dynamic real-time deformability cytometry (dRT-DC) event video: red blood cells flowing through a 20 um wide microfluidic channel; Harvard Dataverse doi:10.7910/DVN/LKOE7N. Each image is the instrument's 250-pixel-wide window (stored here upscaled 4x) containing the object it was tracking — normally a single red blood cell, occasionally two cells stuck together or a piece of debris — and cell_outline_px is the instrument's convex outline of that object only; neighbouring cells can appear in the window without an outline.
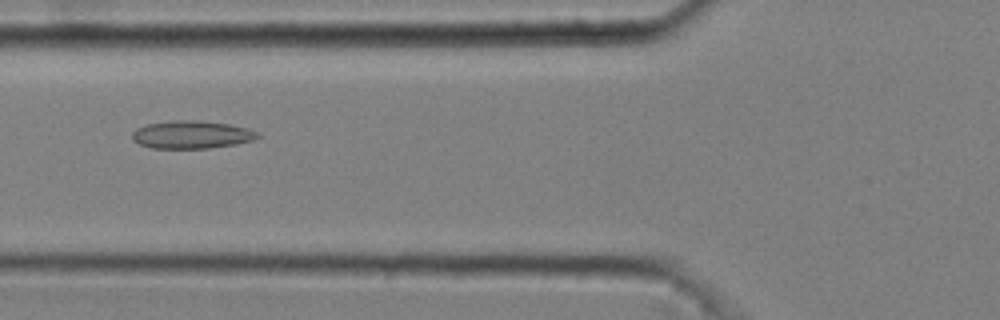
{"species": "common noctule bat (a hibernating species)", "species_latin": "Nyctalus noctula", "temperature_condition": "cold", "stored_images_in_passage": 48, "camera_frame_rate_fps": 3000, "um_per_image_px": 0.085, "animal": {"sex": "male", "body_mass_g": 20.4}, "frame": {"image": 1, "passage_image": 20, "time_ms": 6.333, "image_size_px": [1000, 320], "cell_outline_px": [[260, 136], [256, 140], [236, 144], [208, 148], [152, 148], [140, 144], [132, 140], [132, 132], [136, 128], [148, 124], [172, 120], [200, 120], [228, 124], [248, 128], [256, 132]], "centroid_in_image_um": [16.29, 11.44], "position_along_channel_um": 109.5, "area_um2": 20.4}}
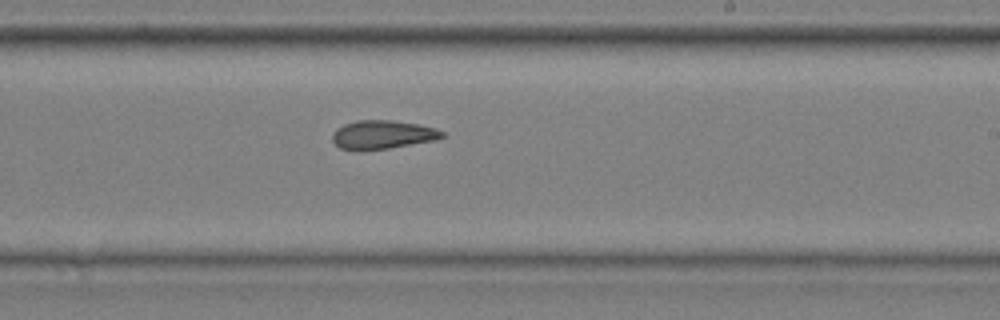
{"frame": {"image": 2, "passage_image": 32, "time_ms": 10.333, "image_size_px": [1000, 320], "cell_outline_px": [[444, 136], [436, 140], [388, 148], [360, 152], [352, 152], [340, 148], [332, 140], [332, 132], [336, 128], [344, 124], [356, 120], [392, 120], [420, 124], [436, 128], [444, 132]], "centroid_in_image_um": [32.47, 11.46], "position_along_channel_um": 256.5, "area_um2": 18.79}}
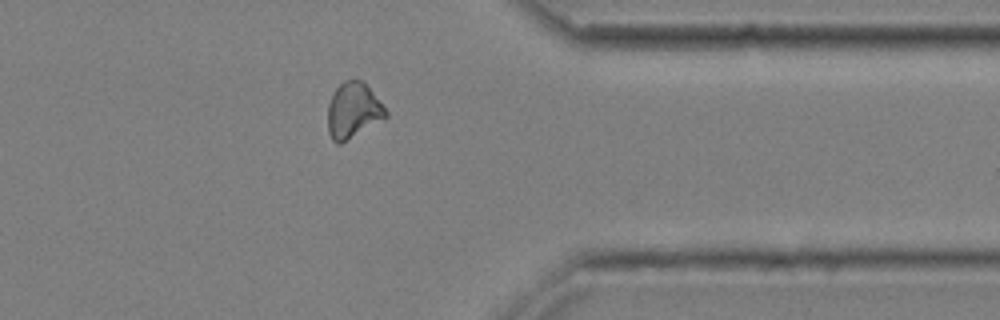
{"frame": {"image": 3, "passage_image": 43, "time_ms": 14.0, "image_size_px": [1000, 320], "cell_outline_px": [[388, 116], [384, 120], [340, 144], [336, 144], [332, 140], [328, 132], [328, 104], [336, 88], [344, 80], [364, 80], [388, 112]], "centroid_in_image_um": [30.03, 9.4], "position_along_channel_um": 381.4, "area_um2": 18.96}, "authors_computed_cell_mechanics": {"area_um2": 18.8717, "velocity_mm_per_s": 3.68, "shape_relaxation_time_tau1_ms": null, "shape_relaxation_time_tau2_ms": 6.1346, "deformation_change_tau1": null, "deformation_change_tau2": 0.1352}}